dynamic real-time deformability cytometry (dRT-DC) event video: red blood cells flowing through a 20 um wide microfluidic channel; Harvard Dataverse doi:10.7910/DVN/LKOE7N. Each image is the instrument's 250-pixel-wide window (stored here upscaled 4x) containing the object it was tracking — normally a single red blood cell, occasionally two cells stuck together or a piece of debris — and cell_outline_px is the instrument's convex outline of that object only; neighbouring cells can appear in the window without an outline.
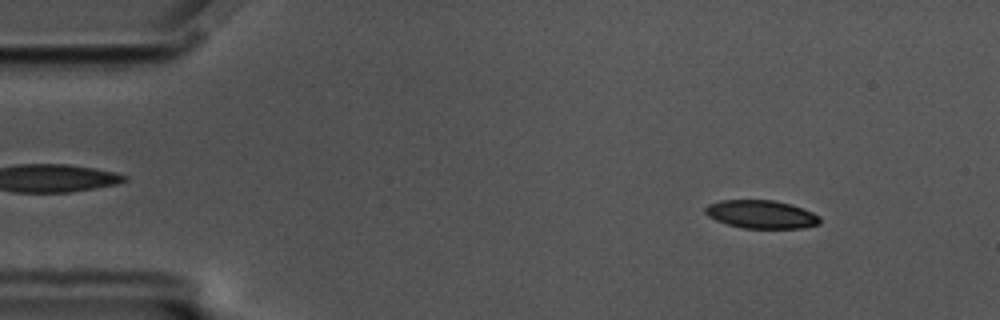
{"species": "common noctule bat (a hibernating species)", "species_latin": "Nyctalus noctula", "temperature_condition": "cold", "stored_images_in_passage": 50, "camera_frame_rate_fps": 3000, "um_per_image_px": 0.085, "animal": {"sex": "male", "body_mass_g": 17.5, "forearm_length_mm": 52.3}, "frame": {"image": 1, "passage_image": 6, "time_ms": 1.667, "image_size_px": [1000, 320], "cell_outline_px": [[820, 224], [804, 228], [744, 228], [728, 224], [716, 220], [708, 216], [704, 212], [704, 208], [708, 204], [720, 200], [772, 200], [788, 204], [812, 212], [820, 216]], "centroid_in_image_um": [64.69, 18.22], "position_along_channel_um": 20.3, "area_um2": 18.73}}
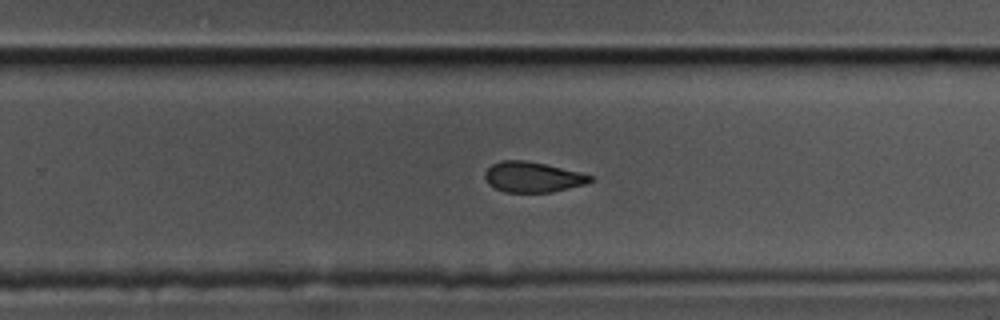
{"frame": {"image": 2, "passage_image": 36, "time_ms": 11.667, "image_size_px": [1000, 320], "cell_outline_px": [[592, 180], [584, 184], [552, 192], [504, 192], [488, 184], [484, 176], [484, 172], [492, 164], [500, 160], [524, 160], [544, 164], [580, 172], [592, 176]], "centroid_in_image_um": [45.23, 15.04], "position_along_channel_um": 284.6, "area_um2": 18.5}}
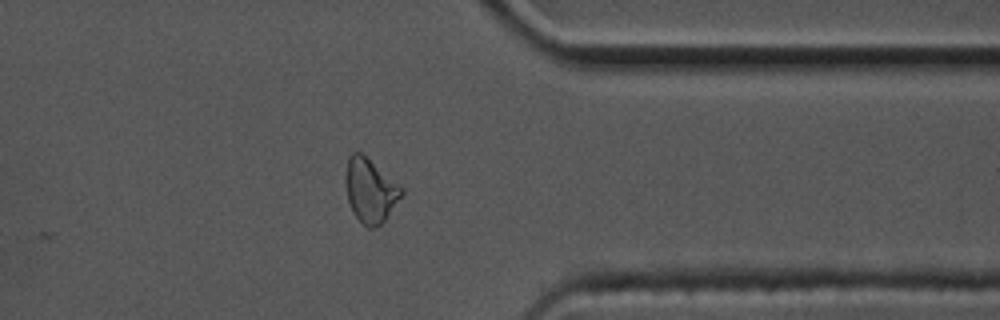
{"frame": {"image": 3, "passage_image": 45, "time_ms": 14.667, "image_size_px": [1000, 320], "cell_outline_px": [[404, 192], [384, 220], [380, 224], [372, 228], [368, 228], [352, 212], [348, 200], [344, 184], [344, 172], [348, 156], [352, 152], [360, 152], [404, 188]], "centroid_in_image_um": [31.43, 16.16], "position_along_channel_um": 380.0, "area_um2": 20.75}, "authors_computed_cell_mechanics": {"area_um2": 19.9699, "velocity_mm_per_s": 3.4557, "shape_relaxation_time_tau1_ms": 6.9411, "shape_relaxation_time_tau2_ms": 4.658, "deformation_change_tau1": 0.1536, "deformation_change_tau2": 0.1077}}